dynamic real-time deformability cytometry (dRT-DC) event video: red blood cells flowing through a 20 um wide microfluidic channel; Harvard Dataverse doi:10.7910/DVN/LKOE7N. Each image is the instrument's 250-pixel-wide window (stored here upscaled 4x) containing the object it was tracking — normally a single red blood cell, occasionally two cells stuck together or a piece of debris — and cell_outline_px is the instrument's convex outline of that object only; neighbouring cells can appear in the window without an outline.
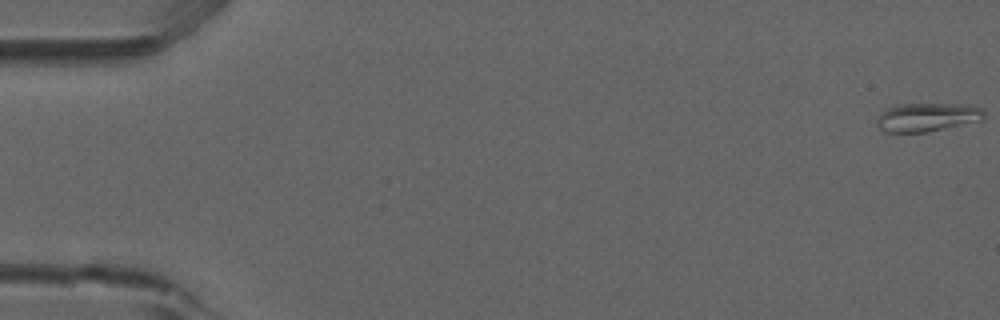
{"species": "common noctule bat (a hibernating species)", "species_latin": "Nyctalus noctula", "temperature_condition": "room temperature", "stored_images_in_passage": 33, "camera_frame_rate_fps": 3000, "um_per_image_px": 0.085, "animal": {"sex": "male", "forearm_length_mm": 52.5}, "frame": {"image": 1, "passage_image": 1, "time_ms": 0.0, "image_size_px": [1000, 320], "cell_outline_px": [[984, 120], [928, 132], [884, 132], [876, 124], [876, 120], [880, 112], [896, 104], [968, 104], [984, 108]], "centroid_in_image_um": [78.83, 9.95], "position_along_channel_um": 6.2, "area_um2": 18.15}}
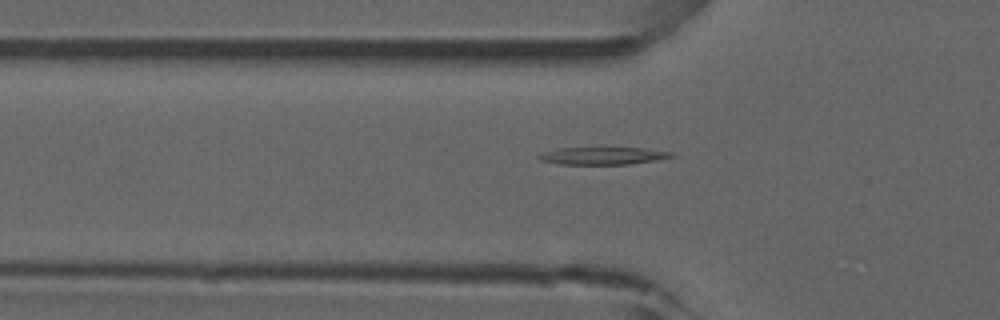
{"frame": {"image": 2, "passage_image": 18, "time_ms": 5.667, "image_size_px": [1000, 320], "cell_outline_px": [[676, 156], [656, 160], [628, 164], [560, 164], [540, 160], [536, 156], [540, 152], [560, 148], [644, 148], [672, 152]], "centroid_in_image_um": [51.22, 13.24], "position_along_channel_um": 74.6, "area_um2": 13.41}}
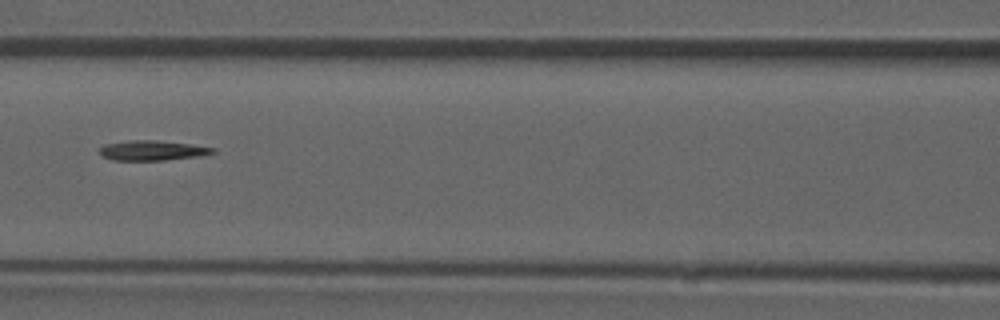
{"frame": {"image": 3, "passage_image": 24, "time_ms": 7.667, "image_size_px": [1000, 320], "cell_outline_px": [[216, 152], [200, 156], [164, 160], [112, 160], [104, 156], [100, 152], [100, 148], [104, 144], [132, 140], [156, 140], [192, 144], [216, 148]], "centroid_in_image_um": [12.99, 12.78], "position_along_channel_um": 153.6, "area_um2": 13.12}}